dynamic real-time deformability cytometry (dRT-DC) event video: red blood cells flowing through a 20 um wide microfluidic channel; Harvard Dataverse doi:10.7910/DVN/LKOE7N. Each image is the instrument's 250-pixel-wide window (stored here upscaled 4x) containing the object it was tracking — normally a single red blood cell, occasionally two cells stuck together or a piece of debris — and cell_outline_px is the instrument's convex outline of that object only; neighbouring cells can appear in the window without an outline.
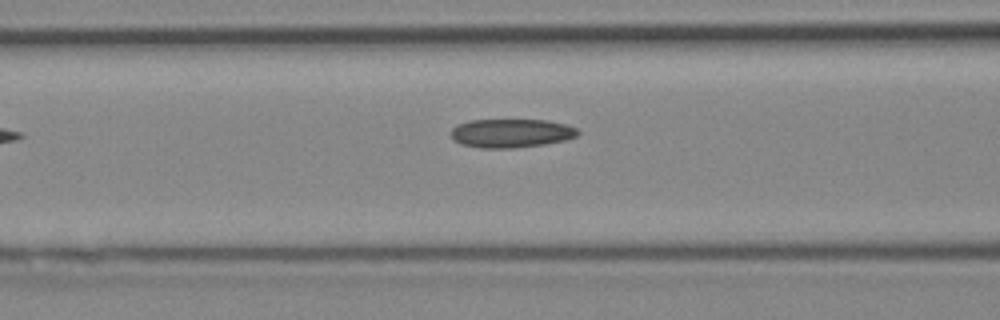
{"species": "Egyptian fruit bat (a non-hibernating species)", "species_latin": "Rousettus aegyptiacus", "temperature_condition": "cold", "stored_images_in_passage": 7, "camera_frame_rate_fps": 3000, "um_per_image_px": 0.085, "animal": {"sex": "female"}, "frame": {"image": 1, "passage_image": 4, "time_ms": 1.0, "image_size_px": [1000, 320], "cell_outline_px": [[580, 132], [576, 136], [564, 140], [544, 144], [512, 148], [480, 148], [460, 144], [452, 140], [452, 128], [456, 124], [468, 120], [548, 120], [564, 124], [576, 128]], "centroid_in_image_um": [43.4, 11.32], "position_along_channel_um": 123.2, "area_um2": 21.27}}
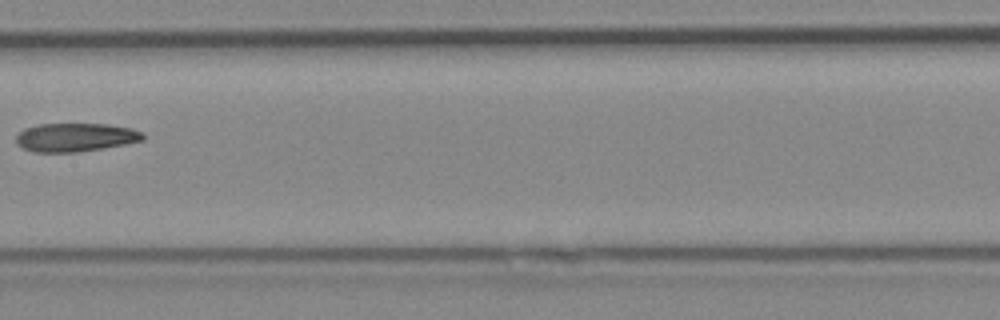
{"frame": {"image": 2, "passage_image": 6, "time_ms": 1.667, "image_size_px": [1000, 320], "cell_outline_px": [[144, 140], [124, 144], [76, 152], [32, 152], [16, 144], [16, 136], [24, 128], [36, 124], [108, 124], [132, 128], [144, 132]], "centroid_in_image_um": [6.4, 11.66], "position_along_channel_um": 201.0, "area_um2": 21.1}}
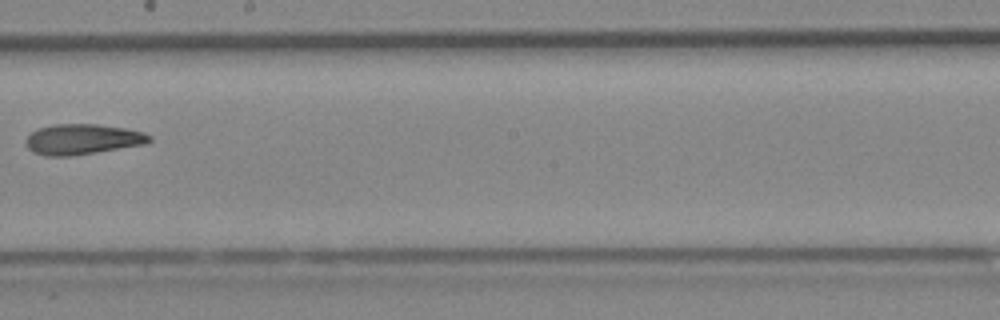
{"frame": {"image": 3, "passage_image": 7, "time_ms": 2.0, "image_size_px": [1000, 320], "cell_outline_px": [[152, 140], [144, 144], [72, 156], [44, 156], [32, 152], [28, 148], [24, 140], [32, 132], [40, 128], [56, 124], [96, 124], [124, 128], [144, 132], [152, 136]], "centroid_in_image_um": [7.0, 11.84], "position_along_channel_um": 241.2, "area_um2": 21.85}}